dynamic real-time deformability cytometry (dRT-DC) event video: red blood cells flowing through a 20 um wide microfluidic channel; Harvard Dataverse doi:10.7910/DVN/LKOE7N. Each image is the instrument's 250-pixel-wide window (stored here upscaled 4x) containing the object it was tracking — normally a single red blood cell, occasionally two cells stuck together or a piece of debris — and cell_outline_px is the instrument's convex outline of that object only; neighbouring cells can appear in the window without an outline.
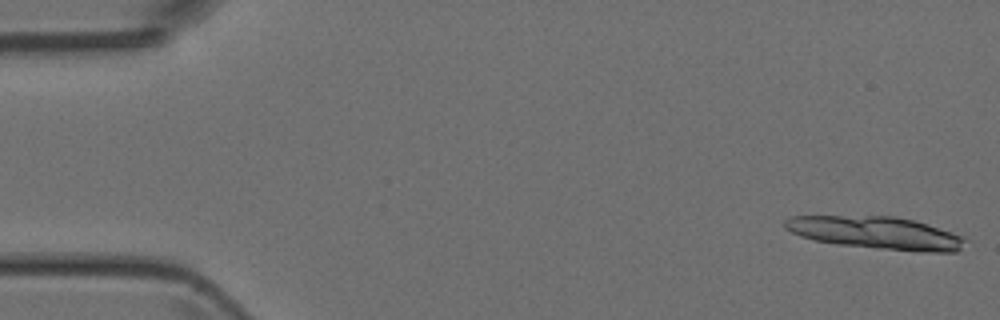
{"species": "Egyptian fruit bat (a non-hibernating species)", "species_latin": "Rousettus aegyptiacus", "temperature_condition": "room temperature", "stored_images_in_passage": 11, "camera_frame_rate_fps": 3000, "um_per_image_px": 0.085, "animal": {"sex": "female"}, "frame": {"image": 1, "passage_image": 1, "time_ms": 0.0, "image_size_px": [1000, 320], "cell_outline_px": [[968, 240], [956, 252], [920, 252], [876, 248], [836, 244], [816, 240], [800, 236], [784, 228], [784, 220], [792, 216], [896, 216], [916, 220], [968, 236]], "centroid_in_image_um": [74.56, 19.79], "position_along_channel_um": 10.4, "area_um2": 34.68}}